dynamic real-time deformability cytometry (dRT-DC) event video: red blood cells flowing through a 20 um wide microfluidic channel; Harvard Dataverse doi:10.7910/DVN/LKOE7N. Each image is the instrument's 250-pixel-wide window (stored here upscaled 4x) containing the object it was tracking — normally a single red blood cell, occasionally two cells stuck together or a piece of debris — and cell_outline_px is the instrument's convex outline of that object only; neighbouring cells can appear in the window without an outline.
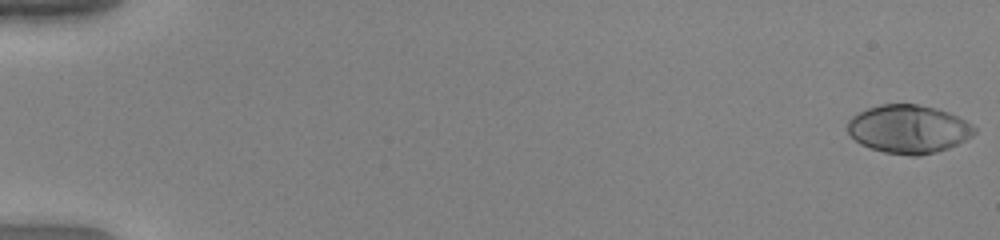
{"species": "human", "species_latin": "Homo sapiens", "temperature_condition": "warm", "stored_images_in_passage": 53, "camera_frame_rate_fps": 3000, "um_per_image_px": 0.085, "donor": {"sex": "female"}, "frame": {"image": 1, "passage_image": 1, "time_ms": 0.0, "image_size_px": [1000, 240], "cell_outline_px": [[976, 132], [972, 136], [948, 148], [936, 152], [920, 156], [908, 156], [884, 152], [860, 144], [848, 132], [848, 120], [852, 116], [868, 108], [880, 104], [916, 104], [936, 108], [948, 112], [972, 124], [976, 128]], "centroid_in_image_um": [77.23, 10.98], "position_along_channel_um": 7.8, "area_um2": 35.6}}
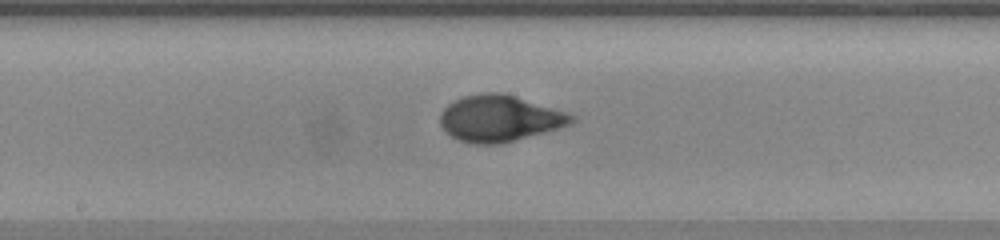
{"frame": {"image": 2, "passage_image": 30, "time_ms": 9.667, "image_size_px": [1000, 240], "cell_outline_px": [[576, 120], [560, 128], [500, 144], [472, 144], [456, 140], [440, 124], [440, 116], [444, 108], [448, 104], [464, 96], [480, 92], [504, 92], [568, 112], [576, 116]], "centroid_in_image_um": [42.48, 10.05], "position_along_channel_um": 205.7, "area_um2": 35.66}}
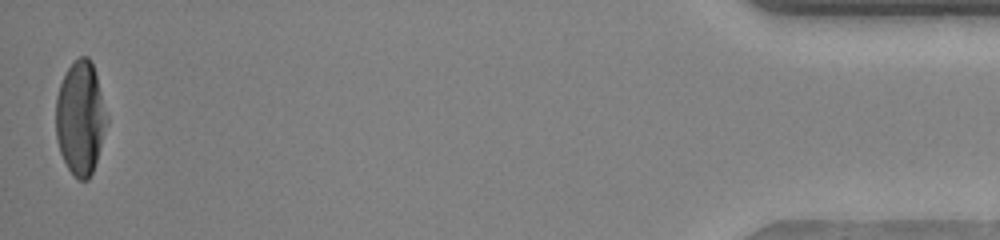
{"frame": {"image": 3, "passage_image": 53, "time_ms": 17.333, "image_size_px": [1000, 240], "cell_outline_px": [[108, 120], [96, 160], [92, 172], [88, 180], [80, 180], [68, 168], [60, 152], [56, 136], [56, 96], [60, 84], [68, 68], [80, 56], [88, 56], [92, 64], [96, 76], [108, 116]], "centroid_in_image_um": [6.83, 10.03], "position_along_channel_um": 428.4, "area_um2": 33.23}, "authors_computed_cell_mechanics": {"area_um2": 34.5644, "velocity_mm_per_s": 3.9756, "shape_relaxation_time_tau1_ms": 4.9407, "shape_relaxation_time_tau2_ms": null, "deformation_change_tau1": 0.285, "deformation_change_tau2": null}}